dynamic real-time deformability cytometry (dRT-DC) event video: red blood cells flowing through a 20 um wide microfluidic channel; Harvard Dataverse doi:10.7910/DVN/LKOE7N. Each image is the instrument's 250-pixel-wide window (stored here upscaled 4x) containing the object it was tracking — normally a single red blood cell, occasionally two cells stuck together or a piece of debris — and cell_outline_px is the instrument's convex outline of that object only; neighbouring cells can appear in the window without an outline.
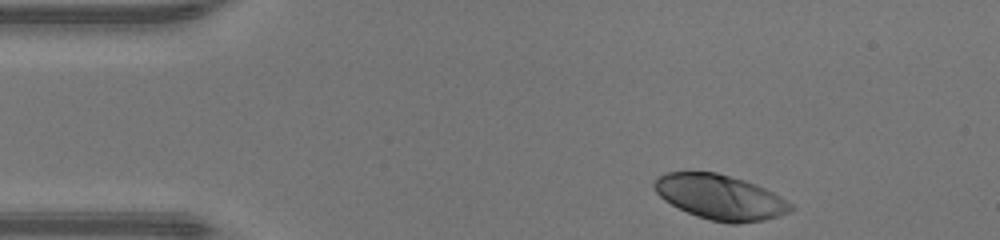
{"species": "human", "species_latin": "Homo sapiens", "temperature_condition": "warm", "stored_images_in_passage": 34, "camera_frame_rate_fps": 3000, "um_per_image_px": 0.085, "donor": {"sex": "male"}, "frame": {"image": 1, "passage_image": 1, "time_ms": 0.0, "image_size_px": [1000, 240], "cell_outline_px": [[796, 208], [788, 212], [764, 220], [736, 224], [732, 224], [712, 220], [696, 216], [664, 200], [652, 188], [652, 184], [660, 176], [668, 172], [716, 172], [744, 180], [756, 184], [780, 196], [792, 204]], "centroid_in_image_um": [61.22, 16.76], "position_along_channel_um": 23.8, "area_um2": 35.43}}
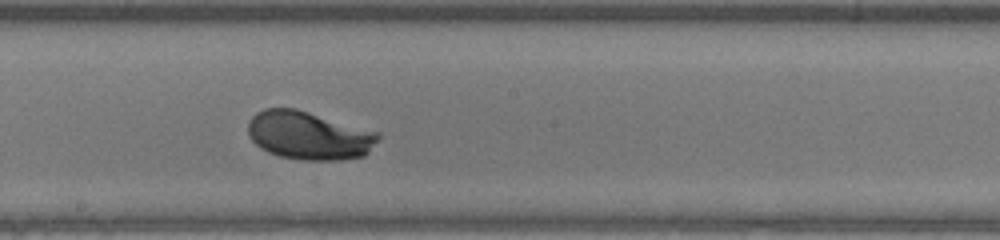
{"frame": {"image": 2, "passage_image": 20, "time_ms": 6.333, "image_size_px": [1000, 240], "cell_outline_px": [[380, 136], [368, 152], [364, 156], [340, 160], [304, 160], [280, 156], [268, 152], [260, 148], [248, 136], [248, 120], [256, 112], [264, 108], [296, 108], [380, 132]], "centroid_in_image_um": [26.24, 11.5], "position_along_channel_um": 222.0, "area_um2": 36.82}}
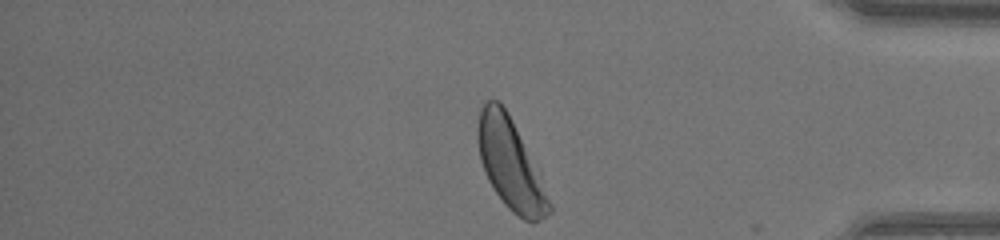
{"frame": {"image": 3, "passage_image": 34, "time_ms": 11.0, "image_size_px": [1000, 240], "cell_outline_px": [[552, 212], [536, 220], [524, 220], [512, 212], [504, 204], [488, 180], [484, 172], [480, 160], [476, 140], [476, 128], [480, 108], [488, 100], [500, 100], [508, 112], [540, 172], [552, 204]], "centroid_in_image_um": [43.37, 13.92], "position_along_channel_um": 391.8, "area_um2": 37.86}, "authors_computed_cell_mechanics": {"area_um2": 35.9516, "velocity_mm_per_s": 4.2654, "shape_relaxation_time_tau1_ms": 2.5365, "shape_relaxation_time_tau2_ms": null, "deformation_change_tau1": 0.1676, "deformation_change_tau2": null}}